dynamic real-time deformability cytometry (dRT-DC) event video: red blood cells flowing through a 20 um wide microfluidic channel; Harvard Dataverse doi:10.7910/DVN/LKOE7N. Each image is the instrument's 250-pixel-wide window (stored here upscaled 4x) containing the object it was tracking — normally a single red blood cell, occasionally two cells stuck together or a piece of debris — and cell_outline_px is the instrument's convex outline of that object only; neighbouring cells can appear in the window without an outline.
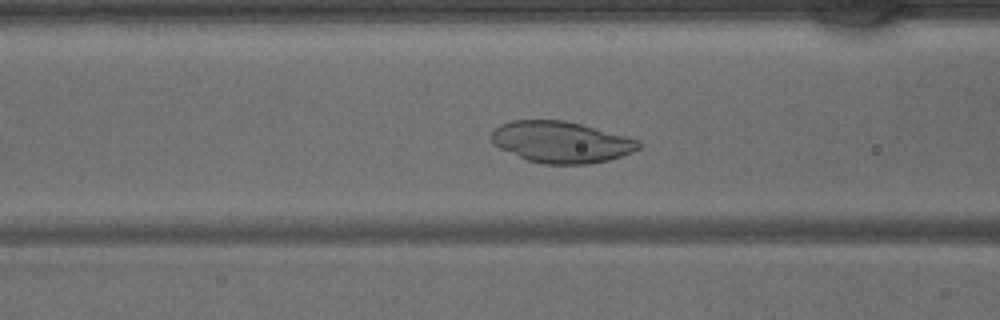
{"species": "common noctule bat (a hibernating species)", "species_latin": "Nyctalus noctula", "temperature_condition": "warm", "stored_images_in_passage": 43, "camera_frame_rate_fps": 3000, "um_per_image_px": 0.085, "animal": {"sex": "male", "body_mass_g": 15.6}, "frame": {"image": 1, "passage_image": 17, "time_ms": 5.333, "image_size_px": [1000, 320], "cell_outline_px": [[640, 148], [632, 152], [608, 160], [588, 164], [544, 164], [528, 160], [500, 148], [492, 140], [492, 132], [500, 124], [512, 120], [564, 120], [580, 124], [640, 140]], "centroid_in_image_um": [47.7, 12.07], "position_along_channel_um": 118.9, "area_um2": 35.08}}
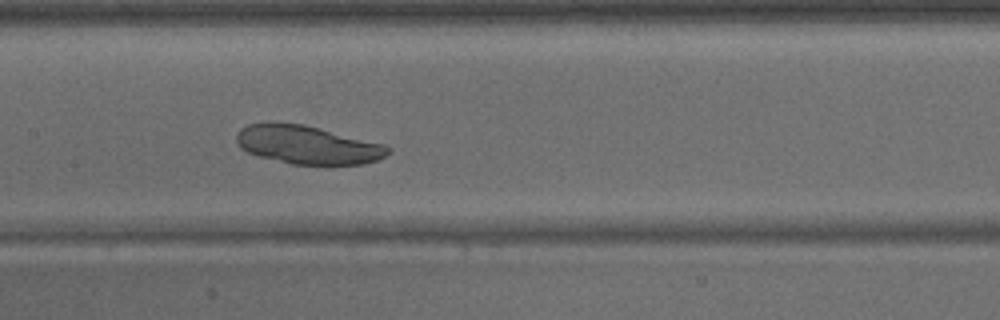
{"frame": {"image": 2, "passage_image": 21, "time_ms": 6.667, "image_size_px": [1000, 320], "cell_outline_px": [[392, 148], [384, 156], [376, 160], [364, 164], [292, 164], [260, 156], [248, 152], [240, 148], [236, 140], [236, 132], [240, 128], [248, 124], [304, 124], [384, 144]], "centroid_in_image_um": [26.14, 12.32], "position_along_channel_um": 181.3, "area_um2": 33.35}}
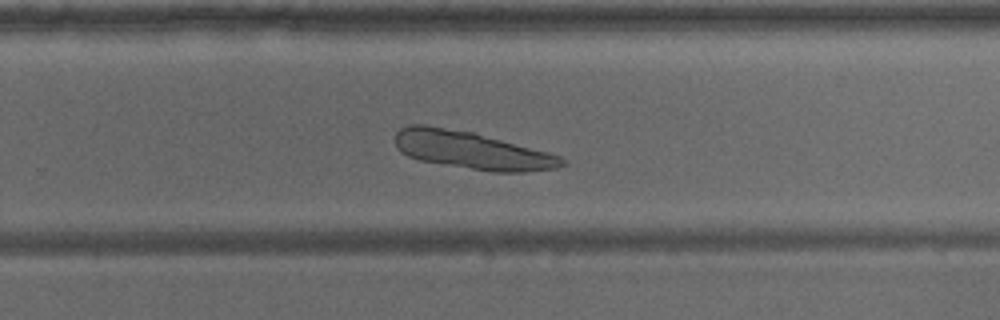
{"frame": {"image": 3, "passage_image": 28, "time_ms": 9.0, "image_size_px": [1000, 320], "cell_outline_px": [[568, 164], [556, 168], [524, 172], [496, 172], [420, 160], [408, 156], [400, 152], [396, 148], [396, 132], [400, 128], [408, 124], [424, 124], [472, 132], [548, 152], [560, 156], [568, 160]], "centroid_in_image_um": [40.11, 12.77], "position_along_channel_um": 289.7, "area_um2": 36.36}}